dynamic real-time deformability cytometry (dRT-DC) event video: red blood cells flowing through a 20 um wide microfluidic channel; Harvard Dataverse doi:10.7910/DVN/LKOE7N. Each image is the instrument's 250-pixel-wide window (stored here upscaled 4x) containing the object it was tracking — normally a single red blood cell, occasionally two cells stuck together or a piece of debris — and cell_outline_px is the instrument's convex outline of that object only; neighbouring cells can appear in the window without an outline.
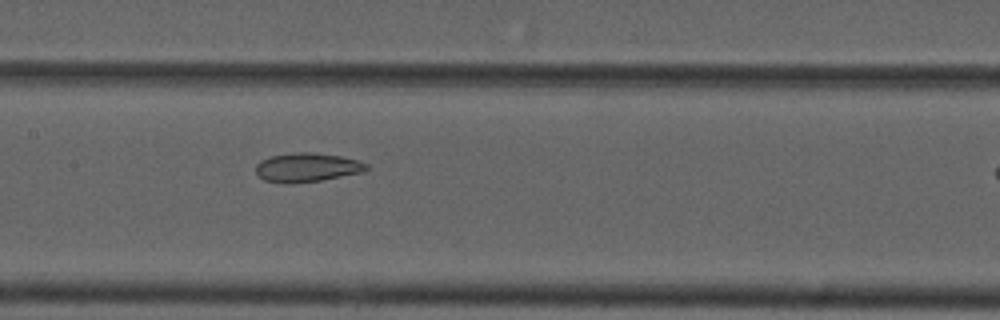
{"species": "common noctule bat (a hibernating species)", "species_latin": "Nyctalus noctula", "temperature_condition": "cold", "stored_images_in_passage": 7, "segment_of_instrument_passage": [1, 2], "camera_frame_rate_fps": 3000, "um_per_image_px": 0.085, "animal": {"sex": "male", "forearm_length_mm": 52.5}, "frame": {"image": 1, "passage_image": 6, "time_ms": 6.667, "image_size_px": [1000, 320], "cell_outline_px": [[368, 168], [364, 172], [320, 180], [264, 180], [256, 172], [256, 164], [260, 160], [268, 156], [296, 152], [312, 152], [340, 156], [360, 160], [368, 164]], "centroid_in_image_um": [26.16, 14.16], "position_along_channel_um": 181.2, "area_um2": 17.98}}